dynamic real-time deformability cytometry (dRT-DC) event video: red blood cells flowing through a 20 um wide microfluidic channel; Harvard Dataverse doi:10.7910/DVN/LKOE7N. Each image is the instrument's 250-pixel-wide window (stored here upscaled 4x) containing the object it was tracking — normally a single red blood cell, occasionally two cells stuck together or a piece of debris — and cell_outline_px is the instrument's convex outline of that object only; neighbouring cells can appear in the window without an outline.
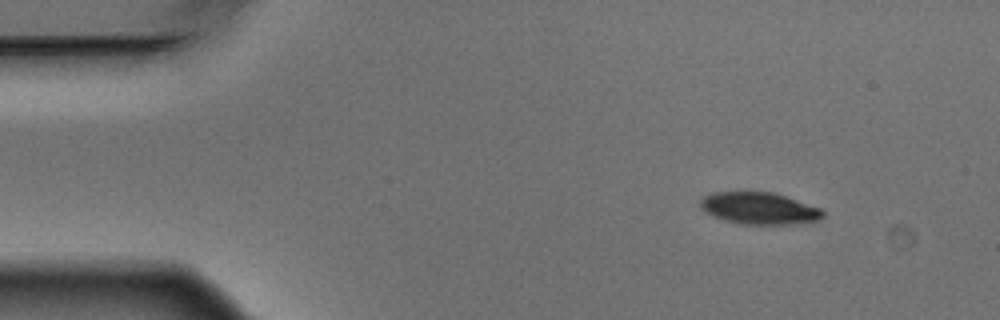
{"species": "Egyptian fruit bat (a non-hibernating species)", "species_latin": "Rousettus aegyptiacus", "temperature_condition": "warm", "stored_images_in_passage": 9, "camera_frame_rate_fps": 3000, "um_per_image_px": 0.085, "animal": {"sex": "male"}, "frame": {"image": 1, "passage_image": 1, "time_ms": 0.0, "image_size_px": [1000, 320], "cell_outline_px": [[824, 216], [820, 220], [788, 224], [740, 224], [724, 220], [700, 208], [700, 200], [704, 196], [712, 192], [772, 192], [820, 208], [824, 212]], "centroid_in_image_um": [64.52, 17.71], "position_along_channel_um": 20.5, "area_um2": 22.48}}
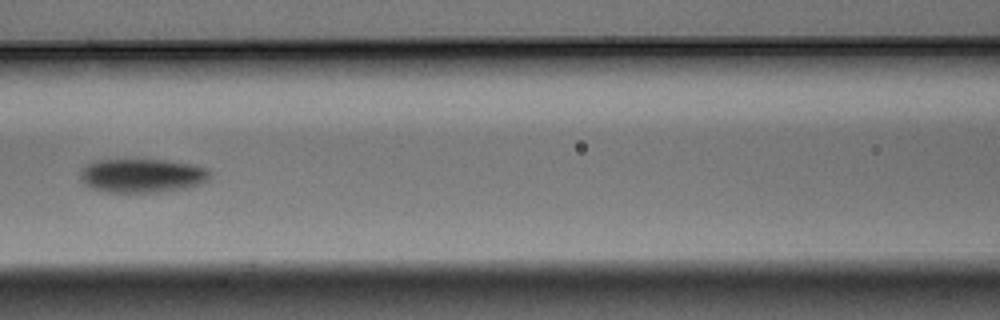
{"frame": {"image": 2, "passage_image": 6, "time_ms": 1.667, "image_size_px": [1000, 320], "cell_outline_px": [[212, 172], [208, 180], [200, 184], [184, 188], [156, 192], [104, 192], [92, 188], [84, 184], [80, 180], [80, 172], [84, 164], [96, 160], [164, 160], [192, 164], [208, 168]], "centroid_in_image_um": [12.06, 14.92], "position_along_channel_um": 154.5, "area_um2": 25.78}}
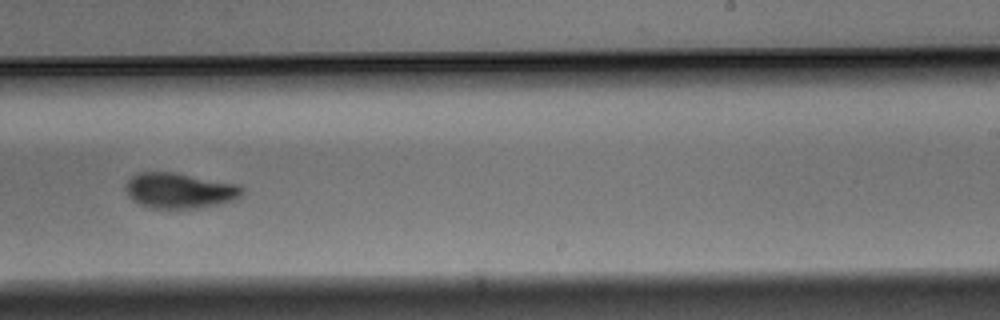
{"frame": {"image": 3, "passage_image": 9, "time_ms": 2.667, "image_size_px": [1000, 320], "cell_outline_px": [[244, 192], [236, 200], [220, 204], [200, 208], [152, 208], [140, 204], [132, 200], [128, 196], [124, 188], [124, 184], [136, 172], [176, 172], [240, 184], [244, 188]], "centroid_in_image_um": [15.28, 16.19], "position_along_channel_um": 273.7, "area_um2": 24.57}}